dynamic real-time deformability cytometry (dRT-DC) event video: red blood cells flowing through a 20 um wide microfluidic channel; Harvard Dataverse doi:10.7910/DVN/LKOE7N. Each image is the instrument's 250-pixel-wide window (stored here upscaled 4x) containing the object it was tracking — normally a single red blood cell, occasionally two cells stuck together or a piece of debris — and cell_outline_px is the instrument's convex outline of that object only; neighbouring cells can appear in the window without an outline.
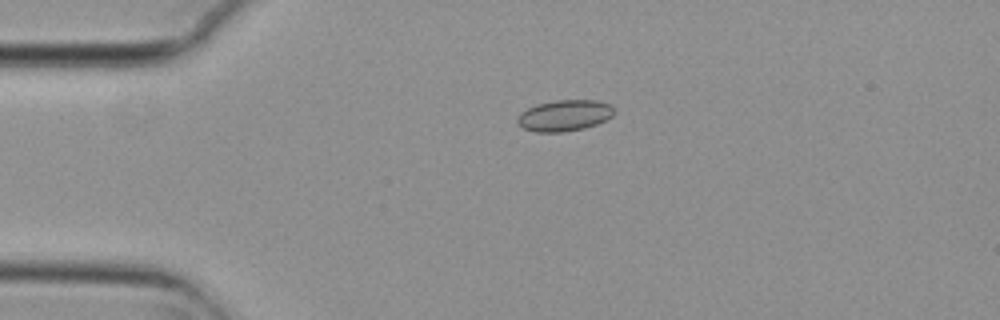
{"species": "common noctule bat (a hibernating species)", "species_latin": "Nyctalus noctula", "temperature_condition": "cold", "stored_images_in_passage": 5, "camera_frame_rate_fps": 3000, "um_per_image_px": 0.085, "animal": {"sex": "female", "body_mass_g": 29.2, "forearm_length_mm": 56.3}, "frame": {"image": 1, "passage_image": 4, "time_ms": 1.0, "image_size_px": [1000, 320], "cell_outline_px": [[616, 112], [612, 116], [596, 124], [584, 128], [560, 132], [536, 132], [524, 128], [516, 124], [516, 116], [520, 112], [536, 104], [556, 100], [596, 100], [608, 104], [616, 108]], "centroid_in_image_um": [47.95, 9.81], "position_along_channel_um": 37.0, "area_um2": 17.69}}